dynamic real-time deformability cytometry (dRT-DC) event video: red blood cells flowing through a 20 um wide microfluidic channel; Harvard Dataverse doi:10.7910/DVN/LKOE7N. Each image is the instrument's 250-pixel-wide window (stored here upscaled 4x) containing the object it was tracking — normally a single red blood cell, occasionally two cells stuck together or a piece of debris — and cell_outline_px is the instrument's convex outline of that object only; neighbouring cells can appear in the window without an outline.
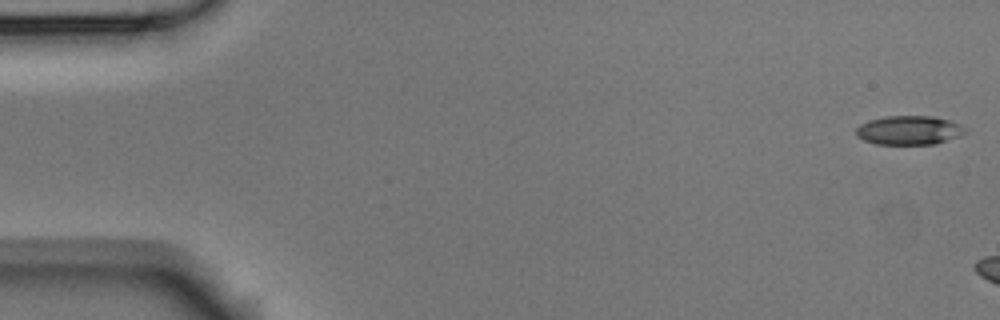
{"species": "Egyptian fruit bat (a non-hibernating species)", "species_latin": "Rousettus aegyptiacus", "temperature_condition": "room temperature", "stored_images_in_passage": 6, "camera_frame_rate_fps": 3000, "um_per_image_px": 0.085, "animal": {"sex": "male"}, "frame": {"image": 1, "passage_image": 1, "time_ms": 0.0, "image_size_px": [1000, 320], "cell_outline_px": [[968, 132], [960, 136], [936, 144], [876, 144], [864, 140], [856, 136], [856, 128], [860, 124], [868, 120], [884, 116], [932, 116], [948, 120], [960, 124], [968, 128]], "centroid_in_image_um": [77.29, 11.07], "position_along_channel_um": 7.7, "area_um2": 18.67}}